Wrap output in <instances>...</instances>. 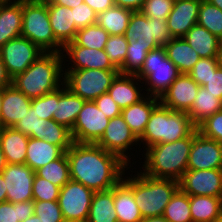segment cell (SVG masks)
Returning <instances> with one entry per match:
<instances>
[{"label": "cell", "mask_w": 222, "mask_h": 222, "mask_svg": "<svg viewBox=\"0 0 222 222\" xmlns=\"http://www.w3.org/2000/svg\"><path fill=\"white\" fill-rule=\"evenodd\" d=\"M12 85V79L8 75L6 67L0 57V89H4Z\"/></svg>", "instance_id": "obj_55"}, {"label": "cell", "mask_w": 222, "mask_h": 222, "mask_svg": "<svg viewBox=\"0 0 222 222\" xmlns=\"http://www.w3.org/2000/svg\"><path fill=\"white\" fill-rule=\"evenodd\" d=\"M72 10L73 20L77 29L96 24L97 14L88 4L83 2L82 4L72 8Z\"/></svg>", "instance_id": "obj_50"}, {"label": "cell", "mask_w": 222, "mask_h": 222, "mask_svg": "<svg viewBox=\"0 0 222 222\" xmlns=\"http://www.w3.org/2000/svg\"><path fill=\"white\" fill-rule=\"evenodd\" d=\"M40 139L61 147L65 152L71 147L73 143L70 130L63 125L58 124L53 119H42Z\"/></svg>", "instance_id": "obj_35"}, {"label": "cell", "mask_w": 222, "mask_h": 222, "mask_svg": "<svg viewBox=\"0 0 222 222\" xmlns=\"http://www.w3.org/2000/svg\"><path fill=\"white\" fill-rule=\"evenodd\" d=\"M222 169V144L198 132L192 142L187 170Z\"/></svg>", "instance_id": "obj_16"}, {"label": "cell", "mask_w": 222, "mask_h": 222, "mask_svg": "<svg viewBox=\"0 0 222 222\" xmlns=\"http://www.w3.org/2000/svg\"><path fill=\"white\" fill-rule=\"evenodd\" d=\"M131 10L113 6L97 15V24L105 29L109 35H124L128 27Z\"/></svg>", "instance_id": "obj_34"}, {"label": "cell", "mask_w": 222, "mask_h": 222, "mask_svg": "<svg viewBox=\"0 0 222 222\" xmlns=\"http://www.w3.org/2000/svg\"><path fill=\"white\" fill-rule=\"evenodd\" d=\"M141 222H168L163 216L143 218Z\"/></svg>", "instance_id": "obj_58"}, {"label": "cell", "mask_w": 222, "mask_h": 222, "mask_svg": "<svg viewBox=\"0 0 222 222\" xmlns=\"http://www.w3.org/2000/svg\"><path fill=\"white\" fill-rule=\"evenodd\" d=\"M109 36V33L96 23L78 29L73 42L77 46L102 50L104 49Z\"/></svg>", "instance_id": "obj_40"}, {"label": "cell", "mask_w": 222, "mask_h": 222, "mask_svg": "<svg viewBox=\"0 0 222 222\" xmlns=\"http://www.w3.org/2000/svg\"><path fill=\"white\" fill-rule=\"evenodd\" d=\"M221 110L222 100L208 92L204 86H200L194 103L187 113L193 124L198 127L208 117Z\"/></svg>", "instance_id": "obj_32"}, {"label": "cell", "mask_w": 222, "mask_h": 222, "mask_svg": "<svg viewBox=\"0 0 222 222\" xmlns=\"http://www.w3.org/2000/svg\"><path fill=\"white\" fill-rule=\"evenodd\" d=\"M137 173L133 176V197L142 218L162 216L171 197L179 189V181Z\"/></svg>", "instance_id": "obj_5"}, {"label": "cell", "mask_w": 222, "mask_h": 222, "mask_svg": "<svg viewBox=\"0 0 222 222\" xmlns=\"http://www.w3.org/2000/svg\"><path fill=\"white\" fill-rule=\"evenodd\" d=\"M219 57L200 58L188 75L199 85L204 86L218 67Z\"/></svg>", "instance_id": "obj_43"}, {"label": "cell", "mask_w": 222, "mask_h": 222, "mask_svg": "<svg viewBox=\"0 0 222 222\" xmlns=\"http://www.w3.org/2000/svg\"><path fill=\"white\" fill-rule=\"evenodd\" d=\"M198 132L196 128L183 139L148 147L144 154V170L141 171L150 177L179 181L187 170L193 138Z\"/></svg>", "instance_id": "obj_2"}, {"label": "cell", "mask_w": 222, "mask_h": 222, "mask_svg": "<svg viewBox=\"0 0 222 222\" xmlns=\"http://www.w3.org/2000/svg\"><path fill=\"white\" fill-rule=\"evenodd\" d=\"M34 214L41 222H65L57 201H33Z\"/></svg>", "instance_id": "obj_45"}, {"label": "cell", "mask_w": 222, "mask_h": 222, "mask_svg": "<svg viewBox=\"0 0 222 222\" xmlns=\"http://www.w3.org/2000/svg\"><path fill=\"white\" fill-rule=\"evenodd\" d=\"M139 143V139L130 130L122 115L110 119L102 137L95 143L108 152L118 155L128 165L131 163L125 153L128 149Z\"/></svg>", "instance_id": "obj_13"}, {"label": "cell", "mask_w": 222, "mask_h": 222, "mask_svg": "<svg viewBox=\"0 0 222 222\" xmlns=\"http://www.w3.org/2000/svg\"><path fill=\"white\" fill-rule=\"evenodd\" d=\"M35 174L60 188L63 187L71 179L66 152L60 158L36 170Z\"/></svg>", "instance_id": "obj_37"}, {"label": "cell", "mask_w": 222, "mask_h": 222, "mask_svg": "<svg viewBox=\"0 0 222 222\" xmlns=\"http://www.w3.org/2000/svg\"><path fill=\"white\" fill-rule=\"evenodd\" d=\"M32 194L33 201H57L60 187L35 174Z\"/></svg>", "instance_id": "obj_44"}, {"label": "cell", "mask_w": 222, "mask_h": 222, "mask_svg": "<svg viewBox=\"0 0 222 222\" xmlns=\"http://www.w3.org/2000/svg\"><path fill=\"white\" fill-rule=\"evenodd\" d=\"M98 15L99 13L115 6L114 0H83Z\"/></svg>", "instance_id": "obj_53"}, {"label": "cell", "mask_w": 222, "mask_h": 222, "mask_svg": "<svg viewBox=\"0 0 222 222\" xmlns=\"http://www.w3.org/2000/svg\"><path fill=\"white\" fill-rule=\"evenodd\" d=\"M31 106L35 109L39 118L52 120L54 116L53 112L56 108V90L32 99Z\"/></svg>", "instance_id": "obj_49"}, {"label": "cell", "mask_w": 222, "mask_h": 222, "mask_svg": "<svg viewBox=\"0 0 222 222\" xmlns=\"http://www.w3.org/2000/svg\"><path fill=\"white\" fill-rule=\"evenodd\" d=\"M43 53L38 45L21 36L0 47V57L11 79L23 73Z\"/></svg>", "instance_id": "obj_11"}, {"label": "cell", "mask_w": 222, "mask_h": 222, "mask_svg": "<svg viewBox=\"0 0 222 222\" xmlns=\"http://www.w3.org/2000/svg\"><path fill=\"white\" fill-rule=\"evenodd\" d=\"M179 189L189 196L222 197V169L186 170Z\"/></svg>", "instance_id": "obj_14"}, {"label": "cell", "mask_w": 222, "mask_h": 222, "mask_svg": "<svg viewBox=\"0 0 222 222\" xmlns=\"http://www.w3.org/2000/svg\"><path fill=\"white\" fill-rule=\"evenodd\" d=\"M137 103L122 109L121 115L130 127V130L139 139L145 130L152 111L160 104V98L147 95Z\"/></svg>", "instance_id": "obj_25"}, {"label": "cell", "mask_w": 222, "mask_h": 222, "mask_svg": "<svg viewBox=\"0 0 222 222\" xmlns=\"http://www.w3.org/2000/svg\"><path fill=\"white\" fill-rule=\"evenodd\" d=\"M199 87L188 74H180L162 95L160 103L173 111L187 113L194 103Z\"/></svg>", "instance_id": "obj_17"}, {"label": "cell", "mask_w": 222, "mask_h": 222, "mask_svg": "<svg viewBox=\"0 0 222 222\" xmlns=\"http://www.w3.org/2000/svg\"><path fill=\"white\" fill-rule=\"evenodd\" d=\"M164 48L167 57L178 68L181 74H188L193 69L195 63L201 58L183 37L172 38Z\"/></svg>", "instance_id": "obj_31"}, {"label": "cell", "mask_w": 222, "mask_h": 222, "mask_svg": "<svg viewBox=\"0 0 222 222\" xmlns=\"http://www.w3.org/2000/svg\"><path fill=\"white\" fill-rule=\"evenodd\" d=\"M23 222H41L40 219H38V216H36L35 214H33L32 216H30L29 218H27L25 221Z\"/></svg>", "instance_id": "obj_61"}, {"label": "cell", "mask_w": 222, "mask_h": 222, "mask_svg": "<svg viewBox=\"0 0 222 222\" xmlns=\"http://www.w3.org/2000/svg\"><path fill=\"white\" fill-rule=\"evenodd\" d=\"M3 125H2V123H1V120H0V136H1V133H2V130H3Z\"/></svg>", "instance_id": "obj_64"}, {"label": "cell", "mask_w": 222, "mask_h": 222, "mask_svg": "<svg viewBox=\"0 0 222 222\" xmlns=\"http://www.w3.org/2000/svg\"><path fill=\"white\" fill-rule=\"evenodd\" d=\"M204 88L208 92L217 96V98L222 100V67L219 66L214 72H212L211 77L208 82L204 85Z\"/></svg>", "instance_id": "obj_52"}, {"label": "cell", "mask_w": 222, "mask_h": 222, "mask_svg": "<svg viewBox=\"0 0 222 222\" xmlns=\"http://www.w3.org/2000/svg\"><path fill=\"white\" fill-rule=\"evenodd\" d=\"M196 128L188 113L173 111L160 103L152 111L139 141L147 149L157 143L174 142L188 137Z\"/></svg>", "instance_id": "obj_4"}, {"label": "cell", "mask_w": 222, "mask_h": 222, "mask_svg": "<svg viewBox=\"0 0 222 222\" xmlns=\"http://www.w3.org/2000/svg\"><path fill=\"white\" fill-rule=\"evenodd\" d=\"M114 207L118 222H141L140 210L133 197V177H124L114 186Z\"/></svg>", "instance_id": "obj_20"}, {"label": "cell", "mask_w": 222, "mask_h": 222, "mask_svg": "<svg viewBox=\"0 0 222 222\" xmlns=\"http://www.w3.org/2000/svg\"><path fill=\"white\" fill-rule=\"evenodd\" d=\"M7 163H6V160H5V155H4V152L1 148V145H0V173H2V171L5 169Z\"/></svg>", "instance_id": "obj_59"}, {"label": "cell", "mask_w": 222, "mask_h": 222, "mask_svg": "<svg viewBox=\"0 0 222 222\" xmlns=\"http://www.w3.org/2000/svg\"><path fill=\"white\" fill-rule=\"evenodd\" d=\"M136 81L141 83L136 75L119 73L108 89V94L121 109L137 103L145 96L140 93V88L137 87V85H140Z\"/></svg>", "instance_id": "obj_26"}, {"label": "cell", "mask_w": 222, "mask_h": 222, "mask_svg": "<svg viewBox=\"0 0 222 222\" xmlns=\"http://www.w3.org/2000/svg\"><path fill=\"white\" fill-rule=\"evenodd\" d=\"M207 1L222 10V0H207Z\"/></svg>", "instance_id": "obj_60"}, {"label": "cell", "mask_w": 222, "mask_h": 222, "mask_svg": "<svg viewBox=\"0 0 222 222\" xmlns=\"http://www.w3.org/2000/svg\"><path fill=\"white\" fill-rule=\"evenodd\" d=\"M124 36L141 45L165 46L172 39L166 20L148 18L141 11L132 12Z\"/></svg>", "instance_id": "obj_10"}, {"label": "cell", "mask_w": 222, "mask_h": 222, "mask_svg": "<svg viewBox=\"0 0 222 222\" xmlns=\"http://www.w3.org/2000/svg\"><path fill=\"white\" fill-rule=\"evenodd\" d=\"M48 14L55 39L65 47L75 39L78 29L73 20V10L53 4L48 0Z\"/></svg>", "instance_id": "obj_22"}, {"label": "cell", "mask_w": 222, "mask_h": 222, "mask_svg": "<svg viewBox=\"0 0 222 222\" xmlns=\"http://www.w3.org/2000/svg\"><path fill=\"white\" fill-rule=\"evenodd\" d=\"M118 74V69L66 70L63 83L72 93L85 101H94L103 93L108 92Z\"/></svg>", "instance_id": "obj_8"}, {"label": "cell", "mask_w": 222, "mask_h": 222, "mask_svg": "<svg viewBox=\"0 0 222 222\" xmlns=\"http://www.w3.org/2000/svg\"><path fill=\"white\" fill-rule=\"evenodd\" d=\"M197 24L222 41V10L207 0H201Z\"/></svg>", "instance_id": "obj_39"}, {"label": "cell", "mask_w": 222, "mask_h": 222, "mask_svg": "<svg viewBox=\"0 0 222 222\" xmlns=\"http://www.w3.org/2000/svg\"><path fill=\"white\" fill-rule=\"evenodd\" d=\"M201 0L175 1L167 17V25L172 38H181L197 24Z\"/></svg>", "instance_id": "obj_18"}, {"label": "cell", "mask_w": 222, "mask_h": 222, "mask_svg": "<svg viewBox=\"0 0 222 222\" xmlns=\"http://www.w3.org/2000/svg\"><path fill=\"white\" fill-rule=\"evenodd\" d=\"M84 103V99L62 85L56 90V108L53 112V120L71 131Z\"/></svg>", "instance_id": "obj_24"}, {"label": "cell", "mask_w": 222, "mask_h": 222, "mask_svg": "<svg viewBox=\"0 0 222 222\" xmlns=\"http://www.w3.org/2000/svg\"><path fill=\"white\" fill-rule=\"evenodd\" d=\"M42 118H39L35 109L31 106L25 116L18 121L14 128L28 137L40 139V128Z\"/></svg>", "instance_id": "obj_47"}, {"label": "cell", "mask_w": 222, "mask_h": 222, "mask_svg": "<svg viewBox=\"0 0 222 222\" xmlns=\"http://www.w3.org/2000/svg\"><path fill=\"white\" fill-rule=\"evenodd\" d=\"M64 55L59 52H44L23 73L12 78V85L30 99L57 90L64 85V81H61V77L64 80Z\"/></svg>", "instance_id": "obj_3"}, {"label": "cell", "mask_w": 222, "mask_h": 222, "mask_svg": "<svg viewBox=\"0 0 222 222\" xmlns=\"http://www.w3.org/2000/svg\"><path fill=\"white\" fill-rule=\"evenodd\" d=\"M12 1L0 0V47L21 36L22 1Z\"/></svg>", "instance_id": "obj_23"}, {"label": "cell", "mask_w": 222, "mask_h": 222, "mask_svg": "<svg viewBox=\"0 0 222 222\" xmlns=\"http://www.w3.org/2000/svg\"><path fill=\"white\" fill-rule=\"evenodd\" d=\"M128 42L124 35H110L104 47L109 61L118 70L124 64Z\"/></svg>", "instance_id": "obj_42"}, {"label": "cell", "mask_w": 222, "mask_h": 222, "mask_svg": "<svg viewBox=\"0 0 222 222\" xmlns=\"http://www.w3.org/2000/svg\"><path fill=\"white\" fill-rule=\"evenodd\" d=\"M109 121L94 101H85L70 131L73 142L95 144L102 137Z\"/></svg>", "instance_id": "obj_12"}, {"label": "cell", "mask_w": 222, "mask_h": 222, "mask_svg": "<svg viewBox=\"0 0 222 222\" xmlns=\"http://www.w3.org/2000/svg\"><path fill=\"white\" fill-rule=\"evenodd\" d=\"M173 5V0H146L140 11L148 18L167 20Z\"/></svg>", "instance_id": "obj_46"}, {"label": "cell", "mask_w": 222, "mask_h": 222, "mask_svg": "<svg viewBox=\"0 0 222 222\" xmlns=\"http://www.w3.org/2000/svg\"><path fill=\"white\" fill-rule=\"evenodd\" d=\"M183 38L201 58L219 57L222 42L204 27L194 25Z\"/></svg>", "instance_id": "obj_29"}, {"label": "cell", "mask_w": 222, "mask_h": 222, "mask_svg": "<svg viewBox=\"0 0 222 222\" xmlns=\"http://www.w3.org/2000/svg\"><path fill=\"white\" fill-rule=\"evenodd\" d=\"M94 102L99 110H101L109 119L121 115L122 109L112 99L108 92L100 95L94 100Z\"/></svg>", "instance_id": "obj_51"}, {"label": "cell", "mask_w": 222, "mask_h": 222, "mask_svg": "<svg viewBox=\"0 0 222 222\" xmlns=\"http://www.w3.org/2000/svg\"><path fill=\"white\" fill-rule=\"evenodd\" d=\"M63 53L66 52L68 58L73 62L72 67L66 70L80 69H116L104 51V49H92L87 47L77 46L73 41L68 43L63 48ZM74 67V68H73Z\"/></svg>", "instance_id": "obj_19"}, {"label": "cell", "mask_w": 222, "mask_h": 222, "mask_svg": "<svg viewBox=\"0 0 222 222\" xmlns=\"http://www.w3.org/2000/svg\"><path fill=\"white\" fill-rule=\"evenodd\" d=\"M29 137L14 127H5L0 136V145L7 164H25Z\"/></svg>", "instance_id": "obj_27"}, {"label": "cell", "mask_w": 222, "mask_h": 222, "mask_svg": "<svg viewBox=\"0 0 222 222\" xmlns=\"http://www.w3.org/2000/svg\"><path fill=\"white\" fill-rule=\"evenodd\" d=\"M146 0H114L115 6L129 9L131 11H140Z\"/></svg>", "instance_id": "obj_54"}, {"label": "cell", "mask_w": 222, "mask_h": 222, "mask_svg": "<svg viewBox=\"0 0 222 222\" xmlns=\"http://www.w3.org/2000/svg\"><path fill=\"white\" fill-rule=\"evenodd\" d=\"M2 101H3V89H0V113H1Z\"/></svg>", "instance_id": "obj_63"}, {"label": "cell", "mask_w": 222, "mask_h": 222, "mask_svg": "<svg viewBox=\"0 0 222 222\" xmlns=\"http://www.w3.org/2000/svg\"><path fill=\"white\" fill-rule=\"evenodd\" d=\"M7 201V189L2 173H0V203Z\"/></svg>", "instance_id": "obj_57"}, {"label": "cell", "mask_w": 222, "mask_h": 222, "mask_svg": "<svg viewBox=\"0 0 222 222\" xmlns=\"http://www.w3.org/2000/svg\"><path fill=\"white\" fill-rule=\"evenodd\" d=\"M20 1H48V0H20Z\"/></svg>", "instance_id": "obj_65"}, {"label": "cell", "mask_w": 222, "mask_h": 222, "mask_svg": "<svg viewBox=\"0 0 222 222\" xmlns=\"http://www.w3.org/2000/svg\"><path fill=\"white\" fill-rule=\"evenodd\" d=\"M53 4L74 8L82 4L83 0H50Z\"/></svg>", "instance_id": "obj_56"}, {"label": "cell", "mask_w": 222, "mask_h": 222, "mask_svg": "<svg viewBox=\"0 0 222 222\" xmlns=\"http://www.w3.org/2000/svg\"><path fill=\"white\" fill-rule=\"evenodd\" d=\"M94 191L70 179L60 188L58 205L65 222H86Z\"/></svg>", "instance_id": "obj_9"}, {"label": "cell", "mask_w": 222, "mask_h": 222, "mask_svg": "<svg viewBox=\"0 0 222 222\" xmlns=\"http://www.w3.org/2000/svg\"><path fill=\"white\" fill-rule=\"evenodd\" d=\"M34 214L33 200L26 202L0 203V222H23Z\"/></svg>", "instance_id": "obj_41"}, {"label": "cell", "mask_w": 222, "mask_h": 222, "mask_svg": "<svg viewBox=\"0 0 222 222\" xmlns=\"http://www.w3.org/2000/svg\"><path fill=\"white\" fill-rule=\"evenodd\" d=\"M66 156L71 179L94 192L112 189L129 166L118 155L93 143L73 142Z\"/></svg>", "instance_id": "obj_1"}, {"label": "cell", "mask_w": 222, "mask_h": 222, "mask_svg": "<svg viewBox=\"0 0 222 222\" xmlns=\"http://www.w3.org/2000/svg\"><path fill=\"white\" fill-rule=\"evenodd\" d=\"M159 45H141L138 41H129L124 64L119 69L120 74L136 75L142 68L147 54Z\"/></svg>", "instance_id": "obj_36"}, {"label": "cell", "mask_w": 222, "mask_h": 222, "mask_svg": "<svg viewBox=\"0 0 222 222\" xmlns=\"http://www.w3.org/2000/svg\"><path fill=\"white\" fill-rule=\"evenodd\" d=\"M32 99L17 90L13 85L3 89L0 120L3 127H14L29 111Z\"/></svg>", "instance_id": "obj_21"}, {"label": "cell", "mask_w": 222, "mask_h": 222, "mask_svg": "<svg viewBox=\"0 0 222 222\" xmlns=\"http://www.w3.org/2000/svg\"><path fill=\"white\" fill-rule=\"evenodd\" d=\"M2 175L7 189V201L18 203L33 200L35 172L27 164H7Z\"/></svg>", "instance_id": "obj_15"}, {"label": "cell", "mask_w": 222, "mask_h": 222, "mask_svg": "<svg viewBox=\"0 0 222 222\" xmlns=\"http://www.w3.org/2000/svg\"><path fill=\"white\" fill-rule=\"evenodd\" d=\"M64 153L65 151L59 146L29 137L25 164L35 172L47 163L60 158Z\"/></svg>", "instance_id": "obj_28"}, {"label": "cell", "mask_w": 222, "mask_h": 222, "mask_svg": "<svg viewBox=\"0 0 222 222\" xmlns=\"http://www.w3.org/2000/svg\"><path fill=\"white\" fill-rule=\"evenodd\" d=\"M192 222H220L222 197L189 196Z\"/></svg>", "instance_id": "obj_30"}, {"label": "cell", "mask_w": 222, "mask_h": 222, "mask_svg": "<svg viewBox=\"0 0 222 222\" xmlns=\"http://www.w3.org/2000/svg\"><path fill=\"white\" fill-rule=\"evenodd\" d=\"M180 74L178 68L167 57L164 46H159L148 52L136 76L149 86L146 89L148 95L150 93V96L161 98Z\"/></svg>", "instance_id": "obj_7"}, {"label": "cell", "mask_w": 222, "mask_h": 222, "mask_svg": "<svg viewBox=\"0 0 222 222\" xmlns=\"http://www.w3.org/2000/svg\"><path fill=\"white\" fill-rule=\"evenodd\" d=\"M162 216L168 222H192L189 195L178 189Z\"/></svg>", "instance_id": "obj_38"}, {"label": "cell", "mask_w": 222, "mask_h": 222, "mask_svg": "<svg viewBox=\"0 0 222 222\" xmlns=\"http://www.w3.org/2000/svg\"><path fill=\"white\" fill-rule=\"evenodd\" d=\"M197 129L204 137L222 144V110L208 117Z\"/></svg>", "instance_id": "obj_48"}, {"label": "cell", "mask_w": 222, "mask_h": 222, "mask_svg": "<svg viewBox=\"0 0 222 222\" xmlns=\"http://www.w3.org/2000/svg\"><path fill=\"white\" fill-rule=\"evenodd\" d=\"M86 222H118L114 207V187L94 193Z\"/></svg>", "instance_id": "obj_33"}, {"label": "cell", "mask_w": 222, "mask_h": 222, "mask_svg": "<svg viewBox=\"0 0 222 222\" xmlns=\"http://www.w3.org/2000/svg\"><path fill=\"white\" fill-rule=\"evenodd\" d=\"M219 64L222 67V46L220 47V51H219Z\"/></svg>", "instance_id": "obj_62"}, {"label": "cell", "mask_w": 222, "mask_h": 222, "mask_svg": "<svg viewBox=\"0 0 222 222\" xmlns=\"http://www.w3.org/2000/svg\"><path fill=\"white\" fill-rule=\"evenodd\" d=\"M21 37L29 39L44 52L62 53L64 47L55 39L51 28L48 1H22Z\"/></svg>", "instance_id": "obj_6"}]
</instances>
